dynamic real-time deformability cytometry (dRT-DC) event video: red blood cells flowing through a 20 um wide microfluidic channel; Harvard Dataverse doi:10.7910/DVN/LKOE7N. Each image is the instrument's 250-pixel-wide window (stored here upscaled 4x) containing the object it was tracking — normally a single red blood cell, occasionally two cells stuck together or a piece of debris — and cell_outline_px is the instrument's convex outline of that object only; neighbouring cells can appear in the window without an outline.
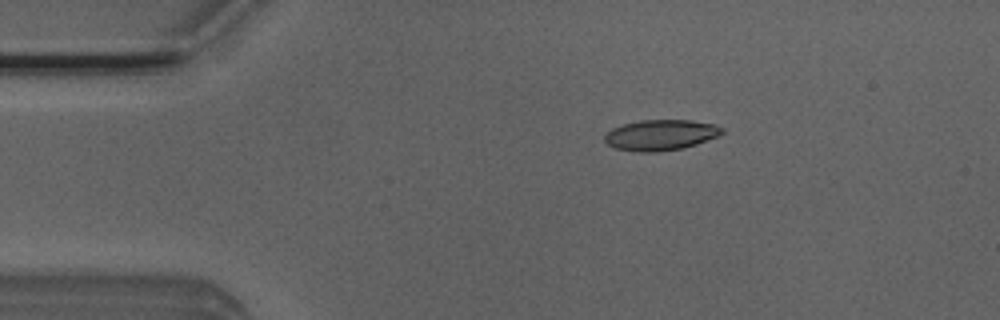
{"species": "Egyptian fruit bat (a non-hibernating species)", "species_latin": "Rousettus aegyptiacus", "temperature_condition": "room temperature", "stored_images_in_passage": 51, "camera_frame_rate_fps": 3000, "um_per_image_px": 0.085, "animal": {"sex": "male"}, "frame": {"image": 1, "passage_image": 8, "time_ms": 2.333, "image_size_px": [1000, 320], "cell_outline_px": [[724, 132], [716, 136], [696, 144], [684, 148], [656, 152], [636, 152], [616, 148], [608, 144], [604, 140], [604, 136], [612, 128], [624, 124], [640, 120], [692, 120], [716, 124], [724, 128]], "centroid_in_image_um": [56.17, 11.47], "position_along_channel_um": 28.8, "area_um2": 20.98}}
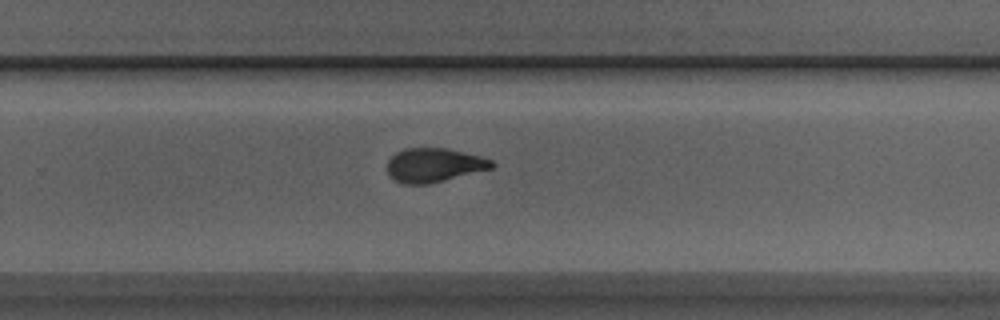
{"frame": {"image": 2, "passage_image": 32, "time_ms": 10.333, "image_size_px": [1000, 320], "cell_outline_px": [[496, 164], [492, 168], [428, 184], [404, 184], [392, 180], [388, 176], [388, 160], [396, 152], [404, 148], [448, 148], [480, 156], [492, 160]], "centroid_in_image_um": [36.86, 14.03], "position_along_channel_um": 292.9, "area_um2": 20.75}}
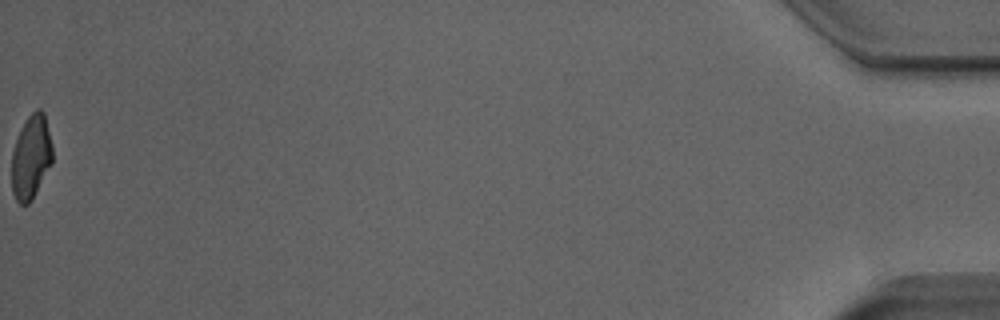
{"frame": {"image": 3, "passage_image": 51, "time_ms": 16.667, "image_size_px": [1000, 320], "cell_outline_px": [[52, 164], [32, 200], [28, 204], [20, 204], [16, 200], [12, 192], [12, 152], [20, 128], [28, 116], [36, 108], [40, 108], [44, 112], [52, 144]], "centroid_in_image_um": [2.64, 13.34], "position_along_channel_um": 432.6, "area_um2": 20.11}, "authors_computed_cell_mechanics": {"area_um2": 21.097, "velocity_mm_per_s": 3.938, "shape_relaxation_time_tau1_ms": 6.1901, "shape_relaxation_time_tau2_ms": 1.518, "deformation_change_tau1": 0.1992, "deformation_change_tau2": 0.0717}}